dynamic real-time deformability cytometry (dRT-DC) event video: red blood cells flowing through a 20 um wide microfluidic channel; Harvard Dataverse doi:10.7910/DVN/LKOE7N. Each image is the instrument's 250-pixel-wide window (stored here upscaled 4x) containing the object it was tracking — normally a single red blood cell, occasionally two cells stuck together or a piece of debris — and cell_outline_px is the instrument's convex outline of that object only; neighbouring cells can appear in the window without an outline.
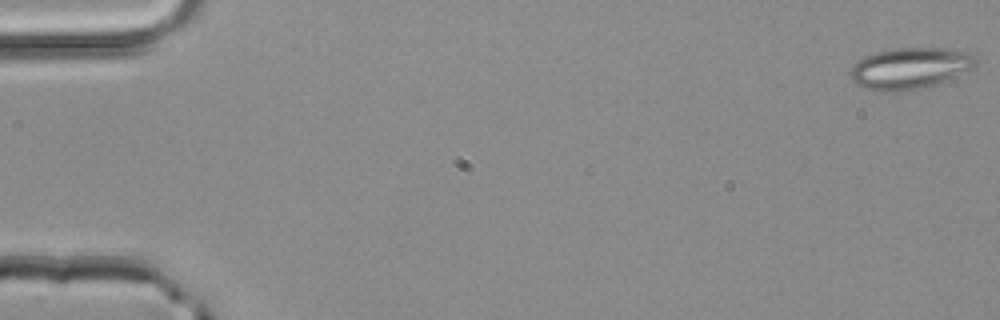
{"species": "common noctule bat (a hibernating species)", "species_latin": "Nyctalus noctula", "temperature_condition": "room temperature", "stored_images_in_passage": 13, "camera_frame_rate_fps": 3000, "um_per_image_px": 0.085, "animal": {"sex": "male", "body_mass_g": 20.4}, "frame": {"image": 1, "passage_image": 1, "time_ms": 0.0, "image_size_px": [1000, 320], "cell_outline_px": [[976, 64], [940, 84], [924, 88], [900, 92], [884, 92], [864, 88], [856, 84], [852, 80], [852, 64], [864, 56], [892, 48], [944, 48], [968, 52], [976, 60]], "centroid_in_image_um": [77.3, 5.82], "position_along_channel_um": 7.7, "area_um2": 30.11}}